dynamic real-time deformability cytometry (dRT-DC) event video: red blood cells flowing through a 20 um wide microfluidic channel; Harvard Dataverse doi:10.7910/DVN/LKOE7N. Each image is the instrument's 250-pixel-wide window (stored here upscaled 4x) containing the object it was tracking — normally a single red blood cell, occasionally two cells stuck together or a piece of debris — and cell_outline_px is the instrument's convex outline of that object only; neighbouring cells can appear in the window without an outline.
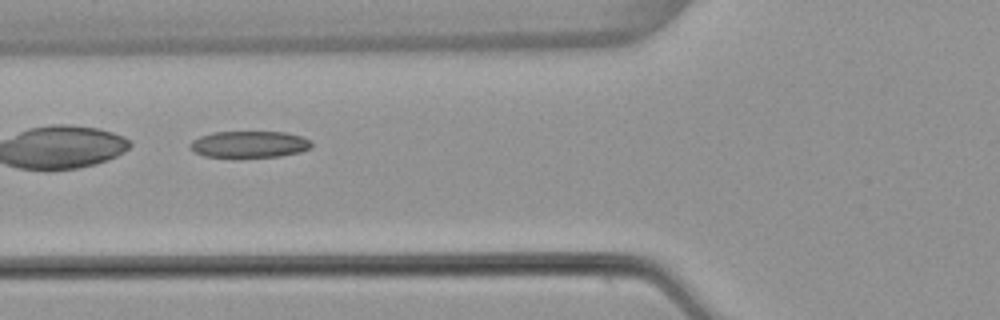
{"species": "common noctule bat (a hibernating species)", "species_latin": "Nyctalus noctula", "temperature_condition": "warm", "stored_images_in_passage": 52, "camera_frame_rate_fps": 3000, "um_per_image_px": 0.085, "animal": {"sex": "female", "body_mass_g": 22.7, "forearm_length_mm": 54.2}, "frame": {"image": 1, "passage_image": 20, "time_ms": 6.333, "image_size_px": [1000, 320], "cell_outline_px": [[312, 148], [300, 152], [280, 156], [204, 156], [188, 148], [188, 144], [192, 140], [200, 136], [212, 132], [284, 132], [300, 136], [312, 140]], "centroid_in_image_um": [21.2, 12.25], "position_along_channel_um": 104.6, "area_um2": 18.67}}
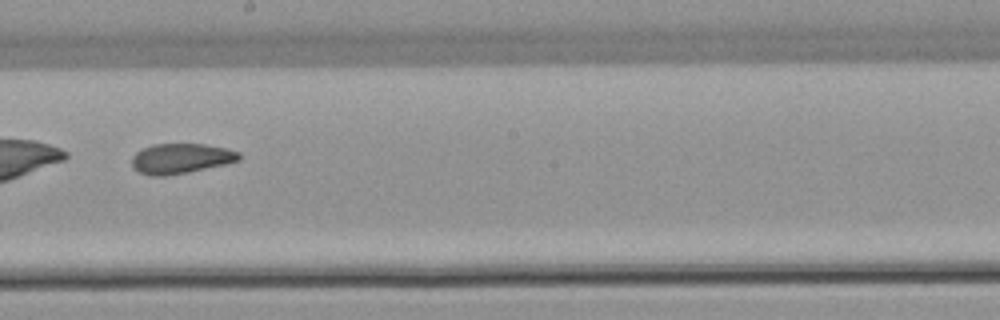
{"frame": {"image": 2, "passage_image": 30, "time_ms": 9.667, "image_size_px": [1000, 320], "cell_outline_px": [[240, 160], [224, 164], [188, 172], [164, 176], [152, 176], [140, 172], [132, 168], [132, 156], [136, 152], [152, 144], [204, 144], [224, 148], [240, 152]], "centroid_in_image_um": [15.35, 13.47], "position_along_channel_um": 232.9, "area_um2": 18.67}}
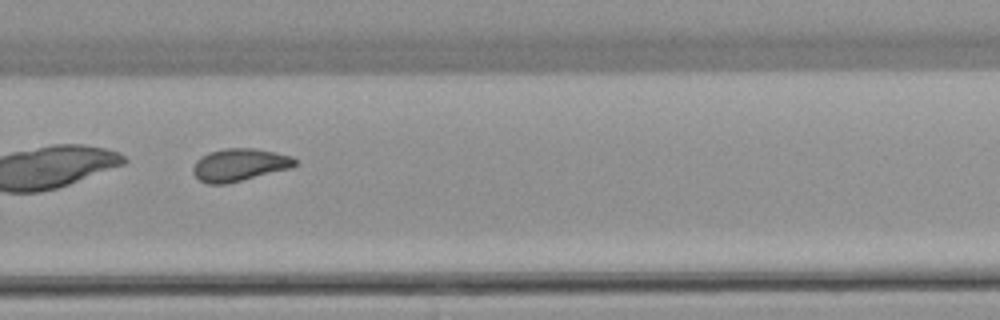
{"frame": {"image": 3, "passage_image": 36, "time_ms": 11.667, "image_size_px": [1000, 320], "cell_outline_px": [[296, 164], [292, 168], [224, 184], [208, 184], [200, 180], [192, 172], [192, 168], [196, 160], [200, 156], [208, 152], [224, 148], [252, 148], [292, 156], [296, 160]], "centroid_in_image_um": [20.32, 14.0], "position_along_channel_um": 309.5, "area_um2": 19.25}, "authors_computed_cell_mechanics": {"area_um2": 19.7965, "velocity_mm_per_s": 3.8416, "shape_relaxation_time_tau1_ms": null, "shape_relaxation_time_tau2_ms": 2.1773, "deformation_change_tau1": null, "deformation_change_tau2": 0.0846}}